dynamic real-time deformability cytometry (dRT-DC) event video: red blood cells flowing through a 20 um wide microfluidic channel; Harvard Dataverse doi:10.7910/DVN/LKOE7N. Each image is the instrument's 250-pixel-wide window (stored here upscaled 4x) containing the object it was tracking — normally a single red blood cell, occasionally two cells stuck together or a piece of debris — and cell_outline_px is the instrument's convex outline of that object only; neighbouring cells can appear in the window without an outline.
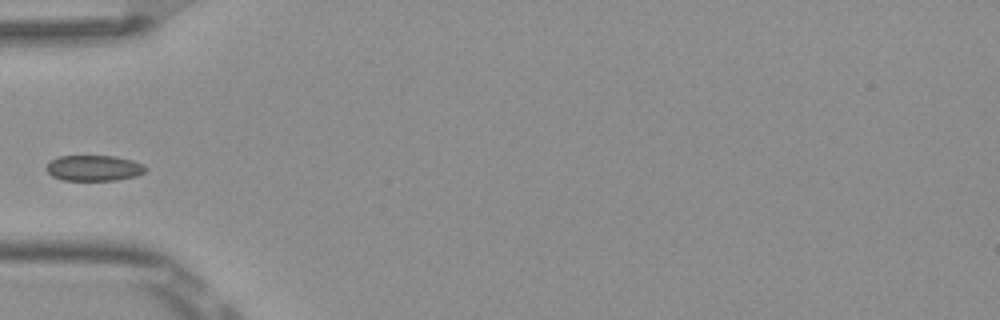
{"species": "Egyptian fruit bat (a non-hibernating species)", "species_latin": "Rousettus aegyptiacus", "temperature_condition": "room temperature", "stored_images_in_passage": 7, "camera_frame_rate_fps": 3000, "um_per_image_px": 0.085, "frame": {"image": 1, "passage_image": 5, "time_ms": 1.333, "image_size_px": [1000, 320], "cell_outline_px": [[148, 168], [144, 172], [136, 176], [116, 180], [64, 180], [52, 176], [44, 168], [52, 160], [60, 156], [116, 156], [132, 160], [144, 164]], "centroid_in_image_um": [8.01, 14.28], "position_along_channel_um": 77.0, "area_um2": 14.85}}
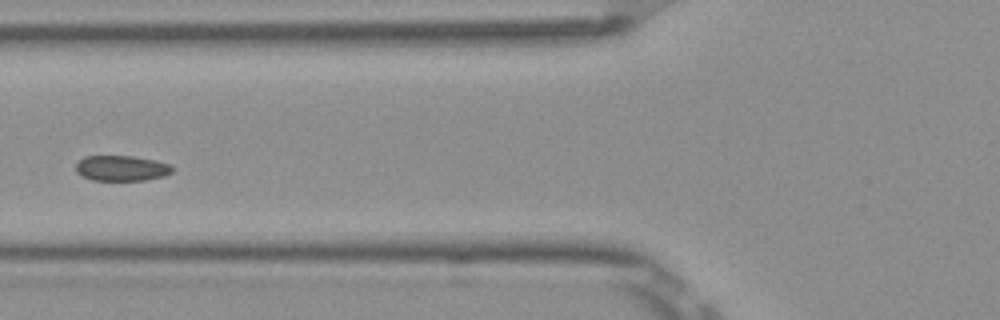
{"frame": {"image": 2, "passage_image": 6, "time_ms": 1.667, "image_size_px": [1000, 320], "cell_outline_px": [[172, 172], [164, 176], [144, 180], [92, 180], [80, 176], [76, 172], [76, 164], [84, 156], [132, 156], [156, 160], [172, 164]], "centroid_in_image_um": [10.33, 14.29], "position_along_channel_um": 115.5, "area_um2": 14.39}}
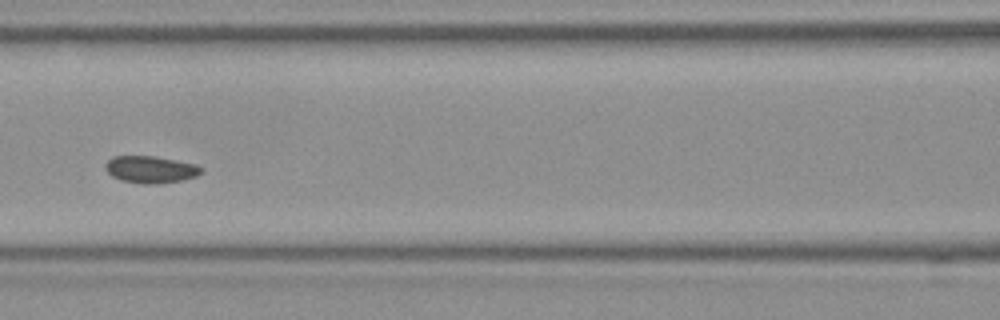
{"frame": {"image": 3, "passage_image": 7, "time_ms": 2.0, "image_size_px": [1000, 320], "cell_outline_px": [[204, 172], [196, 176], [180, 180], [148, 184], [144, 184], [120, 180], [112, 176], [104, 168], [104, 164], [112, 156], [156, 156], [196, 164], [204, 168]], "centroid_in_image_um": [12.8, 14.39], "position_along_channel_um": 153.8, "area_um2": 15.14}}